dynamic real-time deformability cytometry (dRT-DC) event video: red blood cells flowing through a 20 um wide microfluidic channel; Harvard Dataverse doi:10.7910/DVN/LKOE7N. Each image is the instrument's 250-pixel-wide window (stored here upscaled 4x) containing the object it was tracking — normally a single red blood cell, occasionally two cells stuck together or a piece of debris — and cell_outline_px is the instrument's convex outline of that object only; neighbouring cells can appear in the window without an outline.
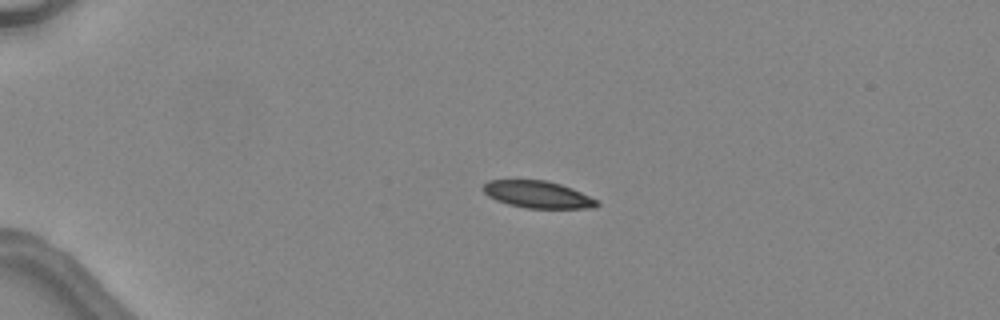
{"species": "common noctule bat (a hibernating species)", "species_latin": "Nyctalus noctula", "temperature_condition": "warm", "stored_images_in_passage": 36, "camera_frame_rate_fps": 3000, "um_per_image_px": 0.085, "animal": {"sex": "female", "body_mass_g": 24.6, "forearm_length_mm": 56.2}, "frame": {"image": 1, "passage_image": 1, "time_ms": 0.0, "image_size_px": [1000, 320], "cell_outline_px": [[600, 204], [596, 208], [528, 208], [508, 204], [496, 200], [488, 196], [480, 188], [488, 180], [548, 180], [572, 188], [600, 200]], "centroid_in_image_um": [45.73, 16.53], "position_along_channel_um": 39.3, "area_um2": 18.15}}
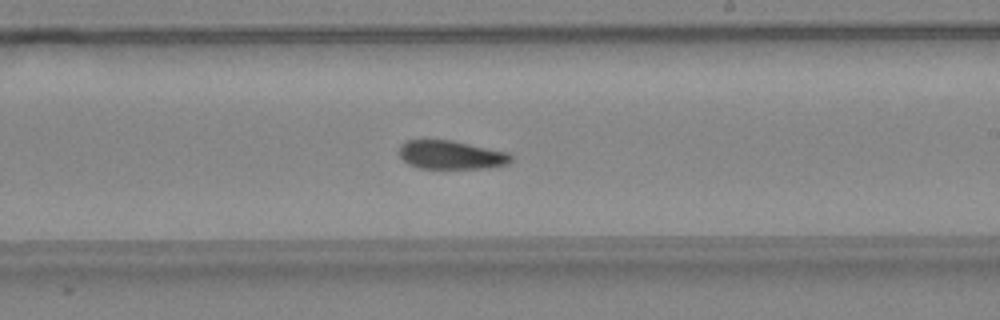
{"frame": {"image": 2, "passage_image": 19, "time_ms": 6.0, "image_size_px": [1000, 320], "cell_outline_px": [[512, 160], [508, 164], [488, 168], [420, 168], [408, 164], [400, 156], [400, 144], [404, 140], [452, 140], [508, 152], [512, 156]], "centroid_in_image_um": [38.35, 13.16], "position_along_channel_um": 250.7, "area_um2": 18.67}}
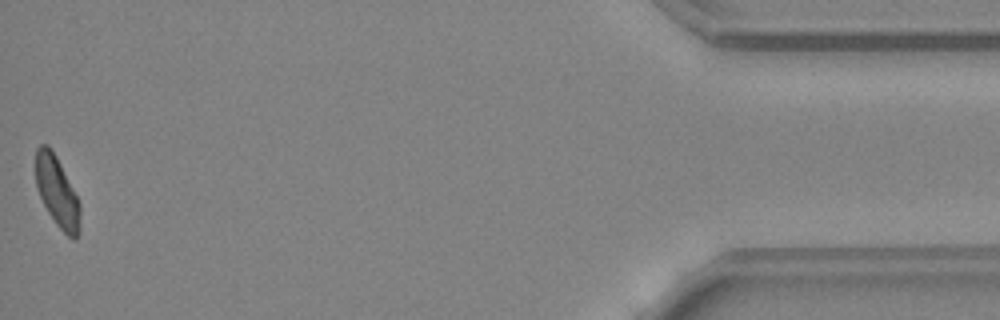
{"frame": {"image": 3, "passage_image": 36, "time_ms": 11.667, "image_size_px": [1000, 320], "cell_outline_px": [[80, 228], [76, 240], [72, 240], [56, 224], [48, 212], [36, 188], [36, 148], [40, 144], [48, 144], [56, 156], [80, 204]], "centroid_in_image_um": [4.85, 16.32], "position_along_channel_um": 430.4, "area_um2": 18.03}, "authors_computed_cell_mechanics": {"area_um2": 19.3919, "velocity_mm_per_s": 4.5408, "shape_relaxation_time_tau1_ms": 3.7525, "shape_relaxation_time_tau2_ms": 4.6433, "deformation_change_tau1": 0.1376, "deformation_change_tau2": 0.1227}}